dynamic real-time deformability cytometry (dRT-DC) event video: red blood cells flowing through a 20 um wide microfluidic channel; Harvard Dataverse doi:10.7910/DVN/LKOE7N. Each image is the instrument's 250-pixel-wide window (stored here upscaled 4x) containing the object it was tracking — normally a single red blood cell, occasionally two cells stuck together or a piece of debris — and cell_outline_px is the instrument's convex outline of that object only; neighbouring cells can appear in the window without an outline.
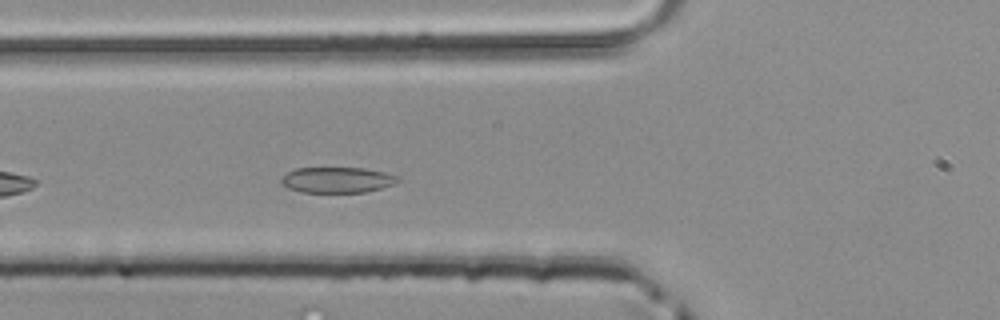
{"species": "common noctule bat (a hibernating species)", "species_latin": "Nyctalus noctula", "temperature_condition": "room temperature", "stored_images_in_passage": 31, "camera_frame_rate_fps": 3000, "um_per_image_px": 0.085, "animal": {"sex": "male", "body_mass_g": 20.4}, "frame": {"image": 1, "passage_image": 6, "time_ms": 1.667, "image_size_px": [1000, 320], "cell_outline_px": [[400, 180], [392, 184], [380, 188], [364, 192], [300, 192], [288, 188], [280, 184], [280, 180], [288, 172], [296, 168], [364, 168], [384, 172], [400, 176]], "centroid_in_image_um": [28.64, 15.29], "position_along_channel_um": 97.2, "area_um2": 17.4}}
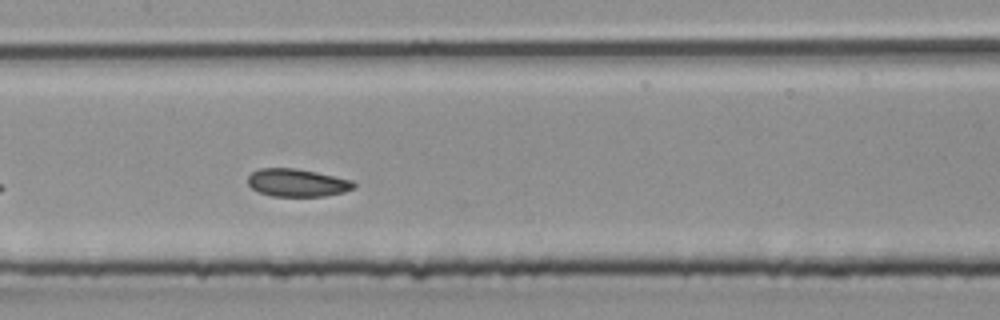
{"frame": {"image": 2, "passage_image": 12, "time_ms": 3.667, "image_size_px": [1000, 320], "cell_outline_px": [[356, 188], [344, 192], [324, 196], [272, 196], [260, 192], [252, 188], [248, 184], [248, 176], [252, 172], [260, 168], [296, 168], [316, 172], [352, 180], [356, 184]], "centroid_in_image_um": [25.28, 15.53], "position_along_channel_um": 182.1, "area_um2": 17.17}}
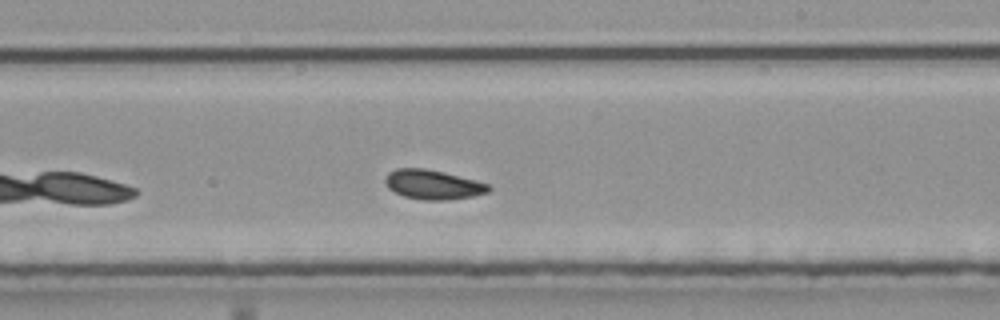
{"frame": {"image": 3, "passage_image": 17, "time_ms": 5.333, "image_size_px": [1000, 320], "cell_outline_px": [[492, 188], [488, 192], [472, 196], [444, 200], [424, 200], [404, 196], [388, 188], [384, 180], [388, 172], [396, 168], [428, 168], [476, 180], [488, 184]], "centroid_in_image_um": [36.79, 15.67], "position_along_channel_um": 252.2, "area_um2": 17.74}}